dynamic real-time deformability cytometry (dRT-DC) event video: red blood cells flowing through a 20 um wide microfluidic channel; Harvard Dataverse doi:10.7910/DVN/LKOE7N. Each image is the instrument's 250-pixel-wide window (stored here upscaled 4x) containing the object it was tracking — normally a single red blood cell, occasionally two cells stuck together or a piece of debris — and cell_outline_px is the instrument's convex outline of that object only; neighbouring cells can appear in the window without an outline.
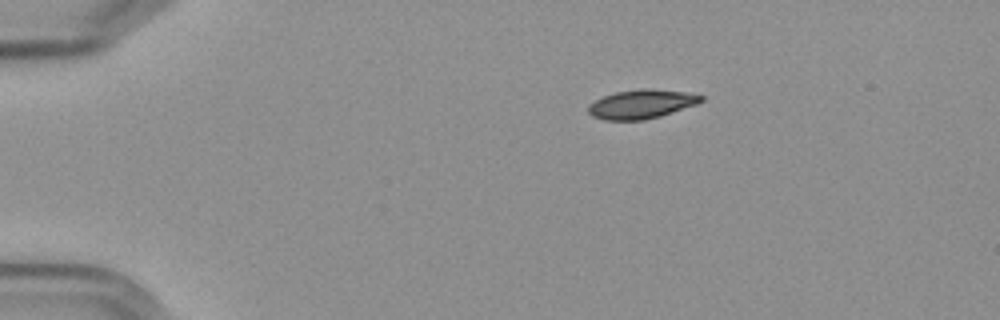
{"species": "Egyptian fruit bat (a non-hibernating species)", "species_latin": "Rousettus aegyptiacus", "temperature_condition": "cold", "stored_images_in_passage": 47, "camera_frame_rate_fps": 3000, "um_per_image_px": 0.085, "frame": {"image": 1, "passage_image": 1, "time_ms": 0.0, "image_size_px": [1000, 320], "cell_outline_px": [[704, 100], [696, 104], [660, 116], [644, 120], [604, 120], [592, 116], [588, 112], [588, 104], [604, 96], [616, 92], [640, 88], [652, 88], [688, 92], [704, 96]], "centroid_in_image_um": [54.53, 8.84], "position_along_channel_um": 30.5, "area_um2": 19.13}}
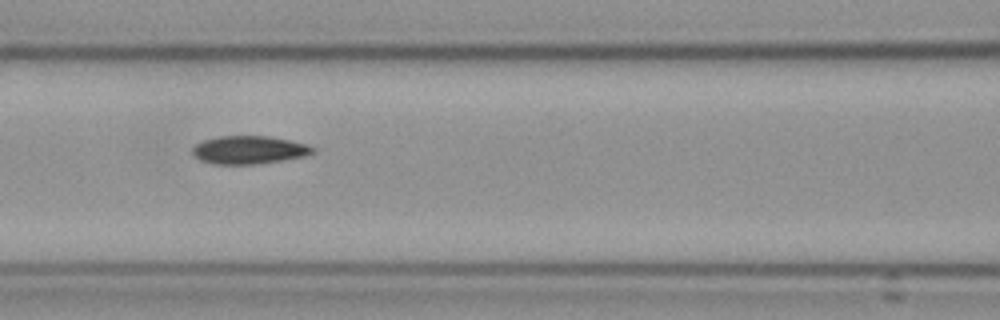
{"frame": {"image": 2, "passage_image": 16, "time_ms": 5.0, "image_size_px": [1000, 320], "cell_outline_px": [[316, 152], [308, 156], [284, 160], [256, 164], [216, 164], [200, 160], [192, 156], [192, 148], [196, 144], [204, 140], [220, 136], [268, 136], [308, 144], [316, 148]], "centroid_in_image_um": [21.21, 12.75], "position_along_channel_um": 145.4, "area_um2": 19.88}}
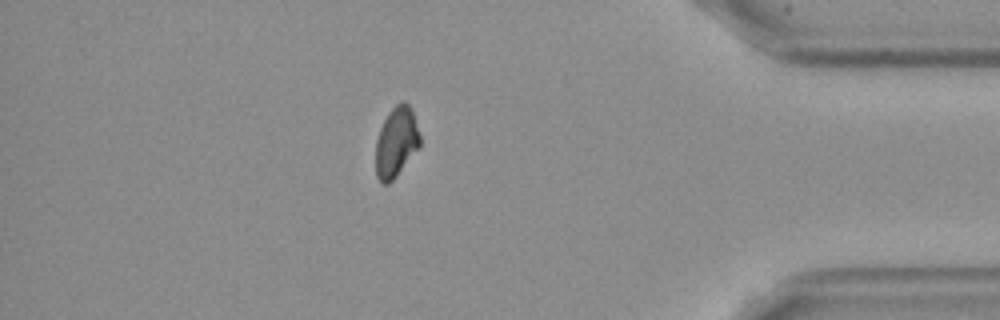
{"frame": {"image": 3, "passage_image": 40, "time_ms": 13.0, "image_size_px": [1000, 320], "cell_outline_px": [[420, 148], [396, 176], [388, 184], [380, 184], [376, 176], [376, 140], [380, 128], [388, 112], [400, 100], [404, 100], [412, 108], [420, 136]], "centroid_in_image_um": [33.69, 12.07], "position_along_channel_um": 401.5, "area_um2": 18.38}, "authors_computed_cell_mechanics": {"area_um2": 19.8254, "velocity_mm_per_s": 3.6097, "shape_relaxation_time_tau1_ms": 6.2829, "shape_relaxation_time_tau2_ms": null, "deformation_change_tau1": 0.1431, "deformation_change_tau2": null}}